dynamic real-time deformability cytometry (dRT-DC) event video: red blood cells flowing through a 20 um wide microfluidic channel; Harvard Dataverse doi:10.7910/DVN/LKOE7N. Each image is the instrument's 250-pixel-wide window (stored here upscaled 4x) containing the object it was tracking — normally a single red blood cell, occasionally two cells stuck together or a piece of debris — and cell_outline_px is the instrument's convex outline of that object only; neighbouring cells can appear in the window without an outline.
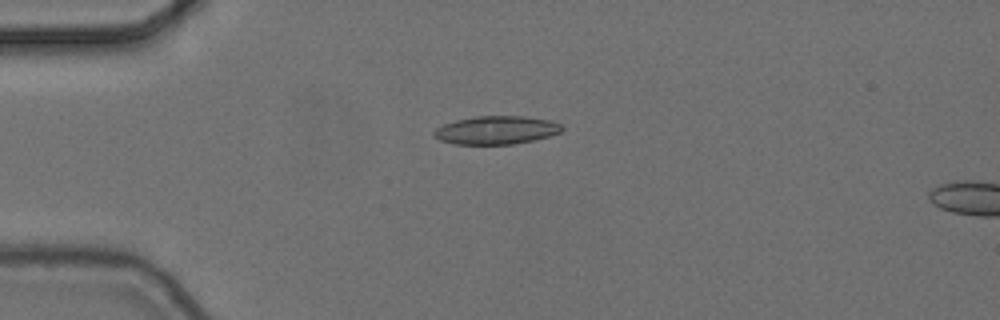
{"species": "common noctule bat (a hibernating species)", "species_latin": "Nyctalus noctula", "temperature_condition": "cold", "stored_images_in_passage": 4, "segment_of_instrument_passage": [1, 2], "camera_frame_rate_fps": 3000, "um_per_image_px": 0.085, "animal": {"sex": "female", "body_mass_g": 24.6, "forearm_length_mm": 56.2}, "frame": {"image": 1, "passage_image": 3, "time_ms": 0.667, "image_size_px": [1000, 320], "cell_outline_px": [[564, 128], [560, 132], [548, 136], [532, 140], [512, 144], [452, 144], [440, 140], [432, 136], [432, 132], [436, 128], [444, 124], [456, 120], [476, 116], [524, 116], [552, 120], [560, 124]], "centroid_in_image_um": [42.16, 11.05], "position_along_channel_um": 42.8, "area_um2": 21.1}}